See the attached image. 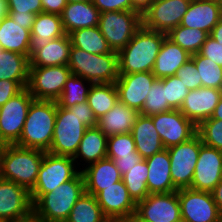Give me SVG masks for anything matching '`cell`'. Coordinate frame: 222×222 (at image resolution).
Instances as JSON below:
<instances>
[{
	"mask_svg": "<svg viewBox=\"0 0 222 222\" xmlns=\"http://www.w3.org/2000/svg\"><path fill=\"white\" fill-rule=\"evenodd\" d=\"M66 34L82 29L98 26L100 11L92 1L67 3L61 15Z\"/></svg>",
	"mask_w": 222,
	"mask_h": 222,
	"instance_id": "obj_26",
	"label": "cell"
},
{
	"mask_svg": "<svg viewBox=\"0 0 222 222\" xmlns=\"http://www.w3.org/2000/svg\"><path fill=\"white\" fill-rule=\"evenodd\" d=\"M9 14V7L7 0H0V22Z\"/></svg>",
	"mask_w": 222,
	"mask_h": 222,
	"instance_id": "obj_56",
	"label": "cell"
},
{
	"mask_svg": "<svg viewBox=\"0 0 222 222\" xmlns=\"http://www.w3.org/2000/svg\"><path fill=\"white\" fill-rule=\"evenodd\" d=\"M15 222H42L41 220H39L38 218H36L34 215H32L31 217L22 220V221H15Z\"/></svg>",
	"mask_w": 222,
	"mask_h": 222,
	"instance_id": "obj_58",
	"label": "cell"
},
{
	"mask_svg": "<svg viewBox=\"0 0 222 222\" xmlns=\"http://www.w3.org/2000/svg\"><path fill=\"white\" fill-rule=\"evenodd\" d=\"M211 193L222 216V180L216 185Z\"/></svg>",
	"mask_w": 222,
	"mask_h": 222,
	"instance_id": "obj_54",
	"label": "cell"
},
{
	"mask_svg": "<svg viewBox=\"0 0 222 222\" xmlns=\"http://www.w3.org/2000/svg\"><path fill=\"white\" fill-rule=\"evenodd\" d=\"M150 117L166 149L186 142L197 134V126L180 110H170Z\"/></svg>",
	"mask_w": 222,
	"mask_h": 222,
	"instance_id": "obj_14",
	"label": "cell"
},
{
	"mask_svg": "<svg viewBox=\"0 0 222 222\" xmlns=\"http://www.w3.org/2000/svg\"><path fill=\"white\" fill-rule=\"evenodd\" d=\"M56 120V101L33 100L15 145L48 152Z\"/></svg>",
	"mask_w": 222,
	"mask_h": 222,
	"instance_id": "obj_4",
	"label": "cell"
},
{
	"mask_svg": "<svg viewBox=\"0 0 222 222\" xmlns=\"http://www.w3.org/2000/svg\"><path fill=\"white\" fill-rule=\"evenodd\" d=\"M107 139L108 137L97 126L85 130L78 150L73 157L80 171L92 163L107 158Z\"/></svg>",
	"mask_w": 222,
	"mask_h": 222,
	"instance_id": "obj_24",
	"label": "cell"
},
{
	"mask_svg": "<svg viewBox=\"0 0 222 222\" xmlns=\"http://www.w3.org/2000/svg\"><path fill=\"white\" fill-rule=\"evenodd\" d=\"M85 192L96 196L100 191L122 180V175L112 159L104 158L81 170Z\"/></svg>",
	"mask_w": 222,
	"mask_h": 222,
	"instance_id": "obj_23",
	"label": "cell"
},
{
	"mask_svg": "<svg viewBox=\"0 0 222 222\" xmlns=\"http://www.w3.org/2000/svg\"><path fill=\"white\" fill-rule=\"evenodd\" d=\"M107 158L113 160L122 176L129 172L137 163L144 160L138 153H132V156H107Z\"/></svg>",
	"mask_w": 222,
	"mask_h": 222,
	"instance_id": "obj_49",
	"label": "cell"
},
{
	"mask_svg": "<svg viewBox=\"0 0 222 222\" xmlns=\"http://www.w3.org/2000/svg\"><path fill=\"white\" fill-rule=\"evenodd\" d=\"M9 13H34L42 12L41 0H7Z\"/></svg>",
	"mask_w": 222,
	"mask_h": 222,
	"instance_id": "obj_45",
	"label": "cell"
},
{
	"mask_svg": "<svg viewBox=\"0 0 222 222\" xmlns=\"http://www.w3.org/2000/svg\"><path fill=\"white\" fill-rule=\"evenodd\" d=\"M209 34L200 29H191L185 26H177L167 33V38L179 45L190 55L199 53Z\"/></svg>",
	"mask_w": 222,
	"mask_h": 222,
	"instance_id": "obj_35",
	"label": "cell"
},
{
	"mask_svg": "<svg viewBox=\"0 0 222 222\" xmlns=\"http://www.w3.org/2000/svg\"><path fill=\"white\" fill-rule=\"evenodd\" d=\"M6 144L0 139V161H1V155H2V151H3V148Z\"/></svg>",
	"mask_w": 222,
	"mask_h": 222,
	"instance_id": "obj_61",
	"label": "cell"
},
{
	"mask_svg": "<svg viewBox=\"0 0 222 222\" xmlns=\"http://www.w3.org/2000/svg\"><path fill=\"white\" fill-rule=\"evenodd\" d=\"M221 180L222 151L203 144L189 188L211 192Z\"/></svg>",
	"mask_w": 222,
	"mask_h": 222,
	"instance_id": "obj_17",
	"label": "cell"
},
{
	"mask_svg": "<svg viewBox=\"0 0 222 222\" xmlns=\"http://www.w3.org/2000/svg\"><path fill=\"white\" fill-rule=\"evenodd\" d=\"M71 74L66 65L30 67L26 88L34 100L57 101Z\"/></svg>",
	"mask_w": 222,
	"mask_h": 222,
	"instance_id": "obj_9",
	"label": "cell"
},
{
	"mask_svg": "<svg viewBox=\"0 0 222 222\" xmlns=\"http://www.w3.org/2000/svg\"><path fill=\"white\" fill-rule=\"evenodd\" d=\"M87 127L69 109L60 107L56 102V120L49 153L74 157Z\"/></svg>",
	"mask_w": 222,
	"mask_h": 222,
	"instance_id": "obj_7",
	"label": "cell"
},
{
	"mask_svg": "<svg viewBox=\"0 0 222 222\" xmlns=\"http://www.w3.org/2000/svg\"><path fill=\"white\" fill-rule=\"evenodd\" d=\"M80 170L72 157L45 152L34 188L30 191L34 204L43 194L73 179Z\"/></svg>",
	"mask_w": 222,
	"mask_h": 222,
	"instance_id": "obj_6",
	"label": "cell"
},
{
	"mask_svg": "<svg viewBox=\"0 0 222 222\" xmlns=\"http://www.w3.org/2000/svg\"><path fill=\"white\" fill-rule=\"evenodd\" d=\"M126 222H147V221H142L139 220L135 215H133L129 220H127Z\"/></svg>",
	"mask_w": 222,
	"mask_h": 222,
	"instance_id": "obj_59",
	"label": "cell"
},
{
	"mask_svg": "<svg viewBox=\"0 0 222 222\" xmlns=\"http://www.w3.org/2000/svg\"><path fill=\"white\" fill-rule=\"evenodd\" d=\"M197 134L204 145L222 151V120H204L197 126Z\"/></svg>",
	"mask_w": 222,
	"mask_h": 222,
	"instance_id": "obj_41",
	"label": "cell"
},
{
	"mask_svg": "<svg viewBox=\"0 0 222 222\" xmlns=\"http://www.w3.org/2000/svg\"><path fill=\"white\" fill-rule=\"evenodd\" d=\"M202 87L222 90V67L199 53L191 55Z\"/></svg>",
	"mask_w": 222,
	"mask_h": 222,
	"instance_id": "obj_39",
	"label": "cell"
},
{
	"mask_svg": "<svg viewBox=\"0 0 222 222\" xmlns=\"http://www.w3.org/2000/svg\"><path fill=\"white\" fill-rule=\"evenodd\" d=\"M175 76L181 79L184 86L189 90H195L202 87V82L199 80V74L192 58L177 70Z\"/></svg>",
	"mask_w": 222,
	"mask_h": 222,
	"instance_id": "obj_44",
	"label": "cell"
},
{
	"mask_svg": "<svg viewBox=\"0 0 222 222\" xmlns=\"http://www.w3.org/2000/svg\"><path fill=\"white\" fill-rule=\"evenodd\" d=\"M211 118L222 120V95L219 100V103L217 104L216 108L214 109L213 114L211 115Z\"/></svg>",
	"mask_w": 222,
	"mask_h": 222,
	"instance_id": "obj_57",
	"label": "cell"
},
{
	"mask_svg": "<svg viewBox=\"0 0 222 222\" xmlns=\"http://www.w3.org/2000/svg\"><path fill=\"white\" fill-rule=\"evenodd\" d=\"M8 15L15 23H19L24 29H31L36 17V14L31 12L9 13Z\"/></svg>",
	"mask_w": 222,
	"mask_h": 222,
	"instance_id": "obj_52",
	"label": "cell"
},
{
	"mask_svg": "<svg viewBox=\"0 0 222 222\" xmlns=\"http://www.w3.org/2000/svg\"><path fill=\"white\" fill-rule=\"evenodd\" d=\"M156 79L153 72L119 75L115 82L119 101L140 112L148 91Z\"/></svg>",
	"mask_w": 222,
	"mask_h": 222,
	"instance_id": "obj_19",
	"label": "cell"
},
{
	"mask_svg": "<svg viewBox=\"0 0 222 222\" xmlns=\"http://www.w3.org/2000/svg\"><path fill=\"white\" fill-rule=\"evenodd\" d=\"M142 26V16L136 11L100 13L98 27L112 51H120Z\"/></svg>",
	"mask_w": 222,
	"mask_h": 222,
	"instance_id": "obj_8",
	"label": "cell"
},
{
	"mask_svg": "<svg viewBox=\"0 0 222 222\" xmlns=\"http://www.w3.org/2000/svg\"><path fill=\"white\" fill-rule=\"evenodd\" d=\"M32 215L30 192L13 181L0 178V219L15 222Z\"/></svg>",
	"mask_w": 222,
	"mask_h": 222,
	"instance_id": "obj_16",
	"label": "cell"
},
{
	"mask_svg": "<svg viewBox=\"0 0 222 222\" xmlns=\"http://www.w3.org/2000/svg\"><path fill=\"white\" fill-rule=\"evenodd\" d=\"M29 57L16 52L2 50L0 52V80L16 81L26 88L29 79Z\"/></svg>",
	"mask_w": 222,
	"mask_h": 222,
	"instance_id": "obj_32",
	"label": "cell"
},
{
	"mask_svg": "<svg viewBox=\"0 0 222 222\" xmlns=\"http://www.w3.org/2000/svg\"><path fill=\"white\" fill-rule=\"evenodd\" d=\"M210 36L217 42L222 44V19L212 29Z\"/></svg>",
	"mask_w": 222,
	"mask_h": 222,
	"instance_id": "obj_55",
	"label": "cell"
},
{
	"mask_svg": "<svg viewBox=\"0 0 222 222\" xmlns=\"http://www.w3.org/2000/svg\"><path fill=\"white\" fill-rule=\"evenodd\" d=\"M118 100L115 83L92 84L87 96V103L96 119L111 110Z\"/></svg>",
	"mask_w": 222,
	"mask_h": 222,
	"instance_id": "obj_34",
	"label": "cell"
},
{
	"mask_svg": "<svg viewBox=\"0 0 222 222\" xmlns=\"http://www.w3.org/2000/svg\"><path fill=\"white\" fill-rule=\"evenodd\" d=\"M105 218L96 197L84 192L72 207L66 222H101Z\"/></svg>",
	"mask_w": 222,
	"mask_h": 222,
	"instance_id": "obj_38",
	"label": "cell"
},
{
	"mask_svg": "<svg viewBox=\"0 0 222 222\" xmlns=\"http://www.w3.org/2000/svg\"><path fill=\"white\" fill-rule=\"evenodd\" d=\"M22 89L16 81L0 80V107Z\"/></svg>",
	"mask_w": 222,
	"mask_h": 222,
	"instance_id": "obj_50",
	"label": "cell"
},
{
	"mask_svg": "<svg viewBox=\"0 0 222 222\" xmlns=\"http://www.w3.org/2000/svg\"><path fill=\"white\" fill-rule=\"evenodd\" d=\"M71 46L68 34L50 40L45 47L36 50L30 56V67L68 66Z\"/></svg>",
	"mask_w": 222,
	"mask_h": 222,
	"instance_id": "obj_30",
	"label": "cell"
},
{
	"mask_svg": "<svg viewBox=\"0 0 222 222\" xmlns=\"http://www.w3.org/2000/svg\"><path fill=\"white\" fill-rule=\"evenodd\" d=\"M42 150L6 144L0 161V178L13 181L29 192L34 188L44 158Z\"/></svg>",
	"mask_w": 222,
	"mask_h": 222,
	"instance_id": "obj_2",
	"label": "cell"
},
{
	"mask_svg": "<svg viewBox=\"0 0 222 222\" xmlns=\"http://www.w3.org/2000/svg\"><path fill=\"white\" fill-rule=\"evenodd\" d=\"M91 86V82L71 74L65 83L61 96L56 101L57 105L68 109L77 103L86 102Z\"/></svg>",
	"mask_w": 222,
	"mask_h": 222,
	"instance_id": "obj_37",
	"label": "cell"
},
{
	"mask_svg": "<svg viewBox=\"0 0 222 222\" xmlns=\"http://www.w3.org/2000/svg\"><path fill=\"white\" fill-rule=\"evenodd\" d=\"M190 58L191 55L186 50L166 37L155 60L153 75L157 79L175 76L177 70Z\"/></svg>",
	"mask_w": 222,
	"mask_h": 222,
	"instance_id": "obj_29",
	"label": "cell"
},
{
	"mask_svg": "<svg viewBox=\"0 0 222 222\" xmlns=\"http://www.w3.org/2000/svg\"><path fill=\"white\" fill-rule=\"evenodd\" d=\"M155 0H130L133 11L138 12L141 16L150 8Z\"/></svg>",
	"mask_w": 222,
	"mask_h": 222,
	"instance_id": "obj_53",
	"label": "cell"
},
{
	"mask_svg": "<svg viewBox=\"0 0 222 222\" xmlns=\"http://www.w3.org/2000/svg\"><path fill=\"white\" fill-rule=\"evenodd\" d=\"M0 222H8V221H6V220H4V219H0Z\"/></svg>",
	"mask_w": 222,
	"mask_h": 222,
	"instance_id": "obj_63",
	"label": "cell"
},
{
	"mask_svg": "<svg viewBox=\"0 0 222 222\" xmlns=\"http://www.w3.org/2000/svg\"><path fill=\"white\" fill-rule=\"evenodd\" d=\"M139 115V111L118 100L111 110L97 119L96 126L107 137L130 133Z\"/></svg>",
	"mask_w": 222,
	"mask_h": 222,
	"instance_id": "obj_25",
	"label": "cell"
},
{
	"mask_svg": "<svg viewBox=\"0 0 222 222\" xmlns=\"http://www.w3.org/2000/svg\"><path fill=\"white\" fill-rule=\"evenodd\" d=\"M69 37L72 46L88 53L99 55L112 52L98 26L75 30Z\"/></svg>",
	"mask_w": 222,
	"mask_h": 222,
	"instance_id": "obj_33",
	"label": "cell"
},
{
	"mask_svg": "<svg viewBox=\"0 0 222 222\" xmlns=\"http://www.w3.org/2000/svg\"><path fill=\"white\" fill-rule=\"evenodd\" d=\"M84 192V178L80 171L73 179L43 194L33 204V215L42 222H66Z\"/></svg>",
	"mask_w": 222,
	"mask_h": 222,
	"instance_id": "obj_3",
	"label": "cell"
},
{
	"mask_svg": "<svg viewBox=\"0 0 222 222\" xmlns=\"http://www.w3.org/2000/svg\"><path fill=\"white\" fill-rule=\"evenodd\" d=\"M164 85L168 105L173 110H179L190 90L177 76L165 77Z\"/></svg>",
	"mask_w": 222,
	"mask_h": 222,
	"instance_id": "obj_42",
	"label": "cell"
},
{
	"mask_svg": "<svg viewBox=\"0 0 222 222\" xmlns=\"http://www.w3.org/2000/svg\"><path fill=\"white\" fill-rule=\"evenodd\" d=\"M222 19L220 0H192L180 25L191 29H200L209 35Z\"/></svg>",
	"mask_w": 222,
	"mask_h": 222,
	"instance_id": "obj_21",
	"label": "cell"
},
{
	"mask_svg": "<svg viewBox=\"0 0 222 222\" xmlns=\"http://www.w3.org/2000/svg\"><path fill=\"white\" fill-rule=\"evenodd\" d=\"M101 222H121L120 220L118 219H115V218H105L104 220H102Z\"/></svg>",
	"mask_w": 222,
	"mask_h": 222,
	"instance_id": "obj_60",
	"label": "cell"
},
{
	"mask_svg": "<svg viewBox=\"0 0 222 222\" xmlns=\"http://www.w3.org/2000/svg\"><path fill=\"white\" fill-rule=\"evenodd\" d=\"M92 0H66L67 3H76V2H87Z\"/></svg>",
	"mask_w": 222,
	"mask_h": 222,
	"instance_id": "obj_62",
	"label": "cell"
},
{
	"mask_svg": "<svg viewBox=\"0 0 222 222\" xmlns=\"http://www.w3.org/2000/svg\"><path fill=\"white\" fill-rule=\"evenodd\" d=\"M170 110L173 109L168 105L166 99L164 78L156 79L148 91L140 114L144 116H152Z\"/></svg>",
	"mask_w": 222,
	"mask_h": 222,
	"instance_id": "obj_40",
	"label": "cell"
},
{
	"mask_svg": "<svg viewBox=\"0 0 222 222\" xmlns=\"http://www.w3.org/2000/svg\"><path fill=\"white\" fill-rule=\"evenodd\" d=\"M148 165L141 161L133 166L129 172L122 176V180L128 190L129 196L135 203L144 200L148 195L147 187Z\"/></svg>",
	"mask_w": 222,
	"mask_h": 222,
	"instance_id": "obj_36",
	"label": "cell"
},
{
	"mask_svg": "<svg viewBox=\"0 0 222 222\" xmlns=\"http://www.w3.org/2000/svg\"><path fill=\"white\" fill-rule=\"evenodd\" d=\"M42 12L61 15L67 2L66 0H41Z\"/></svg>",
	"mask_w": 222,
	"mask_h": 222,
	"instance_id": "obj_51",
	"label": "cell"
},
{
	"mask_svg": "<svg viewBox=\"0 0 222 222\" xmlns=\"http://www.w3.org/2000/svg\"><path fill=\"white\" fill-rule=\"evenodd\" d=\"M166 33L145 28L137 30L130 42L118 51L119 75L152 72Z\"/></svg>",
	"mask_w": 222,
	"mask_h": 222,
	"instance_id": "obj_1",
	"label": "cell"
},
{
	"mask_svg": "<svg viewBox=\"0 0 222 222\" xmlns=\"http://www.w3.org/2000/svg\"><path fill=\"white\" fill-rule=\"evenodd\" d=\"M221 95L222 90L216 88L200 87L190 90L179 110L198 126L204 120L211 118Z\"/></svg>",
	"mask_w": 222,
	"mask_h": 222,
	"instance_id": "obj_20",
	"label": "cell"
},
{
	"mask_svg": "<svg viewBox=\"0 0 222 222\" xmlns=\"http://www.w3.org/2000/svg\"><path fill=\"white\" fill-rule=\"evenodd\" d=\"M199 54L222 67V44L217 43L210 35L202 45Z\"/></svg>",
	"mask_w": 222,
	"mask_h": 222,
	"instance_id": "obj_46",
	"label": "cell"
},
{
	"mask_svg": "<svg viewBox=\"0 0 222 222\" xmlns=\"http://www.w3.org/2000/svg\"><path fill=\"white\" fill-rule=\"evenodd\" d=\"M137 153L146 159L165 149L150 116L139 115L132 127Z\"/></svg>",
	"mask_w": 222,
	"mask_h": 222,
	"instance_id": "obj_28",
	"label": "cell"
},
{
	"mask_svg": "<svg viewBox=\"0 0 222 222\" xmlns=\"http://www.w3.org/2000/svg\"><path fill=\"white\" fill-rule=\"evenodd\" d=\"M202 145L200 136L196 134L188 141L168 148L171 162V178L173 185L177 189L191 186L199 150Z\"/></svg>",
	"mask_w": 222,
	"mask_h": 222,
	"instance_id": "obj_11",
	"label": "cell"
},
{
	"mask_svg": "<svg viewBox=\"0 0 222 222\" xmlns=\"http://www.w3.org/2000/svg\"><path fill=\"white\" fill-rule=\"evenodd\" d=\"M135 216L147 222H182L178 190L149 194L136 203Z\"/></svg>",
	"mask_w": 222,
	"mask_h": 222,
	"instance_id": "obj_13",
	"label": "cell"
},
{
	"mask_svg": "<svg viewBox=\"0 0 222 222\" xmlns=\"http://www.w3.org/2000/svg\"><path fill=\"white\" fill-rule=\"evenodd\" d=\"M31 29H24L9 15L0 22V45L3 50L16 52L30 58Z\"/></svg>",
	"mask_w": 222,
	"mask_h": 222,
	"instance_id": "obj_31",
	"label": "cell"
},
{
	"mask_svg": "<svg viewBox=\"0 0 222 222\" xmlns=\"http://www.w3.org/2000/svg\"><path fill=\"white\" fill-rule=\"evenodd\" d=\"M190 0H155L142 15V25L150 30L168 33L180 25Z\"/></svg>",
	"mask_w": 222,
	"mask_h": 222,
	"instance_id": "obj_15",
	"label": "cell"
},
{
	"mask_svg": "<svg viewBox=\"0 0 222 222\" xmlns=\"http://www.w3.org/2000/svg\"><path fill=\"white\" fill-rule=\"evenodd\" d=\"M68 67L92 84L115 83L119 77L116 51L98 55L71 46Z\"/></svg>",
	"mask_w": 222,
	"mask_h": 222,
	"instance_id": "obj_5",
	"label": "cell"
},
{
	"mask_svg": "<svg viewBox=\"0 0 222 222\" xmlns=\"http://www.w3.org/2000/svg\"><path fill=\"white\" fill-rule=\"evenodd\" d=\"M33 100L28 89L23 88L0 107V139L5 144H15L19 140Z\"/></svg>",
	"mask_w": 222,
	"mask_h": 222,
	"instance_id": "obj_10",
	"label": "cell"
},
{
	"mask_svg": "<svg viewBox=\"0 0 222 222\" xmlns=\"http://www.w3.org/2000/svg\"><path fill=\"white\" fill-rule=\"evenodd\" d=\"M132 153L137 151L131 132L108 137L107 156H132Z\"/></svg>",
	"mask_w": 222,
	"mask_h": 222,
	"instance_id": "obj_43",
	"label": "cell"
},
{
	"mask_svg": "<svg viewBox=\"0 0 222 222\" xmlns=\"http://www.w3.org/2000/svg\"><path fill=\"white\" fill-rule=\"evenodd\" d=\"M30 32V56L36 50L45 47L50 40L66 35L61 17L46 12L36 15Z\"/></svg>",
	"mask_w": 222,
	"mask_h": 222,
	"instance_id": "obj_27",
	"label": "cell"
},
{
	"mask_svg": "<svg viewBox=\"0 0 222 222\" xmlns=\"http://www.w3.org/2000/svg\"><path fill=\"white\" fill-rule=\"evenodd\" d=\"M95 197L107 218H115L121 222H126L135 215L136 203L129 196L123 180L106 187Z\"/></svg>",
	"mask_w": 222,
	"mask_h": 222,
	"instance_id": "obj_18",
	"label": "cell"
},
{
	"mask_svg": "<svg viewBox=\"0 0 222 222\" xmlns=\"http://www.w3.org/2000/svg\"><path fill=\"white\" fill-rule=\"evenodd\" d=\"M94 6L102 12L133 11L130 0H92Z\"/></svg>",
	"mask_w": 222,
	"mask_h": 222,
	"instance_id": "obj_47",
	"label": "cell"
},
{
	"mask_svg": "<svg viewBox=\"0 0 222 222\" xmlns=\"http://www.w3.org/2000/svg\"><path fill=\"white\" fill-rule=\"evenodd\" d=\"M68 109L75 113L87 128L96 127L97 119L87 101L84 103H77Z\"/></svg>",
	"mask_w": 222,
	"mask_h": 222,
	"instance_id": "obj_48",
	"label": "cell"
},
{
	"mask_svg": "<svg viewBox=\"0 0 222 222\" xmlns=\"http://www.w3.org/2000/svg\"><path fill=\"white\" fill-rule=\"evenodd\" d=\"M182 222H222L212 193L192 188L178 189Z\"/></svg>",
	"mask_w": 222,
	"mask_h": 222,
	"instance_id": "obj_12",
	"label": "cell"
},
{
	"mask_svg": "<svg viewBox=\"0 0 222 222\" xmlns=\"http://www.w3.org/2000/svg\"><path fill=\"white\" fill-rule=\"evenodd\" d=\"M148 165L147 187L149 194L170 193L178 189L173 185L171 178V162L168 149L145 159Z\"/></svg>",
	"mask_w": 222,
	"mask_h": 222,
	"instance_id": "obj_22",
	"label": "cell"
}]
</instances>
